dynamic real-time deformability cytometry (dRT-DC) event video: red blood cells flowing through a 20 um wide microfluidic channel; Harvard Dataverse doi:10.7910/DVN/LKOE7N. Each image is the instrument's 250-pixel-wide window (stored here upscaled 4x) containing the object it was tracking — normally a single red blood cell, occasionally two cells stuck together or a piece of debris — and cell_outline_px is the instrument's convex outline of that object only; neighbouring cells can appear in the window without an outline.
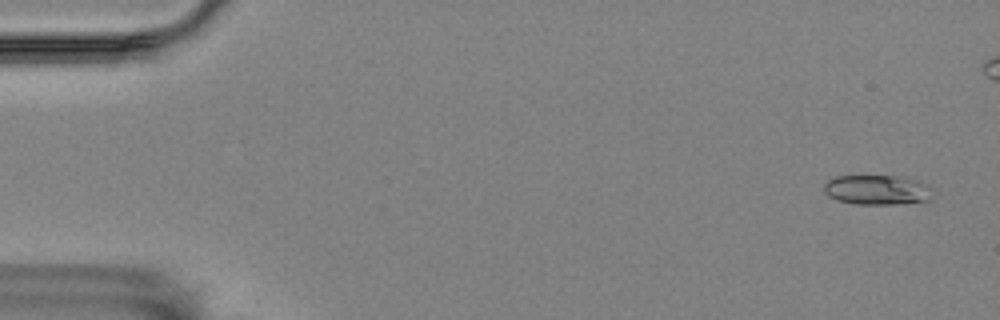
{"species": "Egyptian fruit bat (a non-hibernating species)", "species_latin": "Rousettus aegyptiacus", "temperature_condition": "room temperature", "stored_images_in_passage": 51, "camera_frame_rate_fps": 3000, "um_per_image_px": 0.085, "animal": {"sex": "female"}, "frame": {"image": 1, "passage_image": 3, "time_ms": 0.667, "image_size_px": [1000, 320], "cell_outline_px": [[932, 196], [928, 200], [896, 204], [856, 204], [836, 200], [828, 196], [824, 192], [824, 184], [828, 180], [836, 176], [904, 176], [928, 184], [932, 188]], "centroid_in_image_um": [74.56, 16.13], "position_along_channel_um": 10.4, "area_um2": 19.02}}
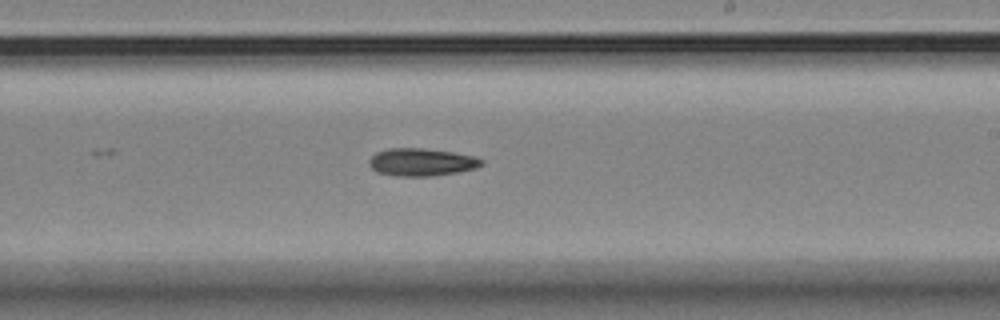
{"frame": {"image": 2, "passage_image": 34, "time_ms": 11.0, "image_size_px": [1000, 320], "cell_outline_px": [[484, 164], [476, 168], [456, 172], [432, 176], [396, 176], [376, 172], [368, 164], [368, 160], [376, 152], [388, 148], [424, 148], [452, 152], [476, 156], [484, 160]], "centroid_in_image_um": [35.83, 13.78], "position_along_channel_um": 253.2, "area_um2": 18.26}}
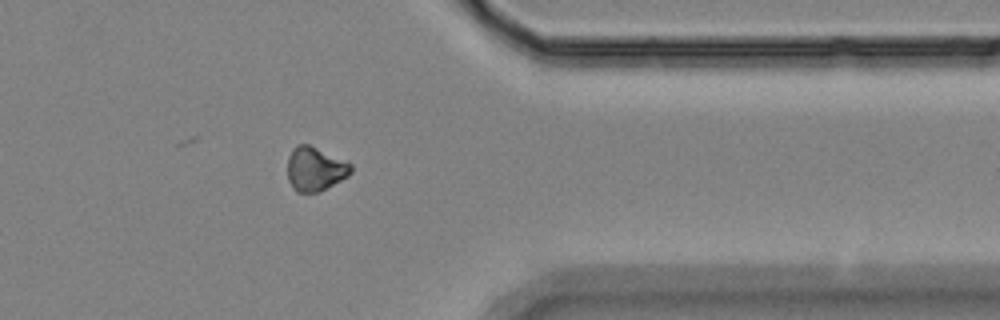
{"frame": {"image": 3, "passage_image": 46, "time_ms": 15.0, "image_size_px": [1000, 320], "cell_outline_px": [[352, 172], [348, 176], [320, 192], [296, 192], [292, 188], [288, 180], [288, 156], [292, 148], [296, 144], [308, 144], [352, 164]], "centroid_in_image_um": [26.76, 14.37], "position_along_channel_um": 384.6, "area_um2": 16.3}}